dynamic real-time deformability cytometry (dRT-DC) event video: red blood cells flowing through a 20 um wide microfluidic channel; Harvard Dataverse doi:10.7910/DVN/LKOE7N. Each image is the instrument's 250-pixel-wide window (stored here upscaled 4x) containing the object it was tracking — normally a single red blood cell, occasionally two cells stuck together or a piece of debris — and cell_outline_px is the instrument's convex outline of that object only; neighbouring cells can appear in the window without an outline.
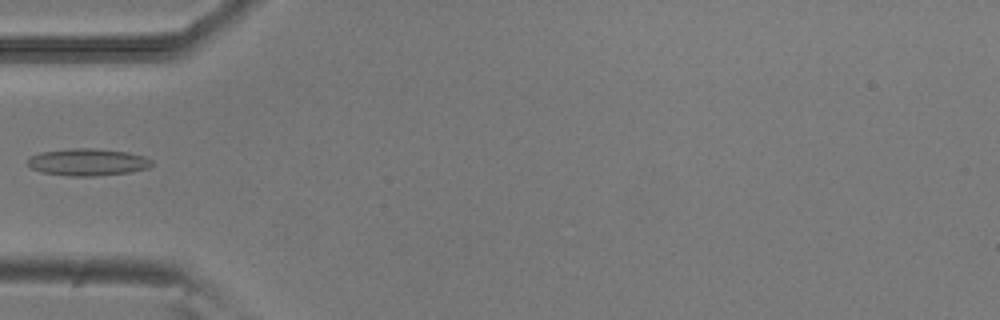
{"species": "common noctule bat (a hibernating species)", "species_latin": "Nyctalus noctula", "temperature_condition": "room temperature", "stored_images_in_passage": 5, "camera_frame_rate_fps": 3000, "um_per_image_px": 0.085, "animal": {"sex": "male", "body_mass_g": 20.5, "forearm_length_mm": 52.5}, "frame": {"image": 1, "passage_image": 4, "time_ms": 1.0, "image_size_px": [1000, 320], "cell_outline_px": [[152, 164], [148, 168], [132, 172], [96, 176], [68, 176], [44, 172], [32, 168], [28, 164], [28, 156], [40, 152], [68, 148], [92, 148], [128, 152], [144, 156], [152, 160]], "centroid_in_image_um": [7.46, 13.77], "position_along_channel_um": 77.5, "area_um2": 19.71}}
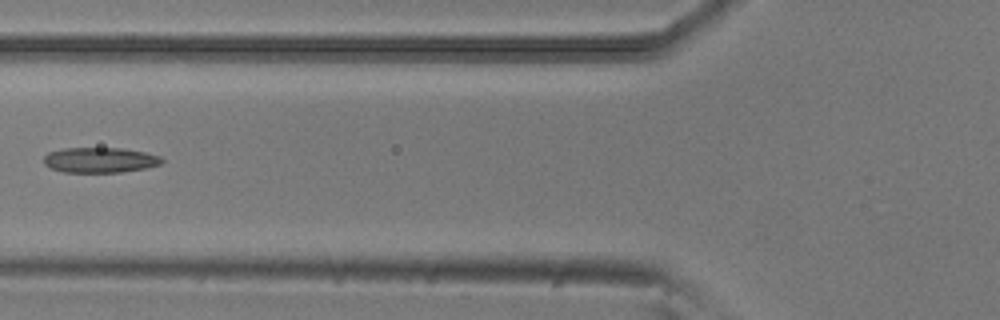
{"frame": {"image": 2, "passage_image": 5, "time_ms": 1.333, "image_size_px": [1000, 320], "cell_outline_px": [[164, 160], [160, 164], [144, 168], [120, 172], [64, 172], [52, 168], [44, 164], [44, 156], [48, 152], [64, 148], [120, 148], [144, 152], [160, 156]], "centroid_in_image_um": [8.48, 13.6], "position_along_channel_um": 117.3, "area_um2": 17.22}}